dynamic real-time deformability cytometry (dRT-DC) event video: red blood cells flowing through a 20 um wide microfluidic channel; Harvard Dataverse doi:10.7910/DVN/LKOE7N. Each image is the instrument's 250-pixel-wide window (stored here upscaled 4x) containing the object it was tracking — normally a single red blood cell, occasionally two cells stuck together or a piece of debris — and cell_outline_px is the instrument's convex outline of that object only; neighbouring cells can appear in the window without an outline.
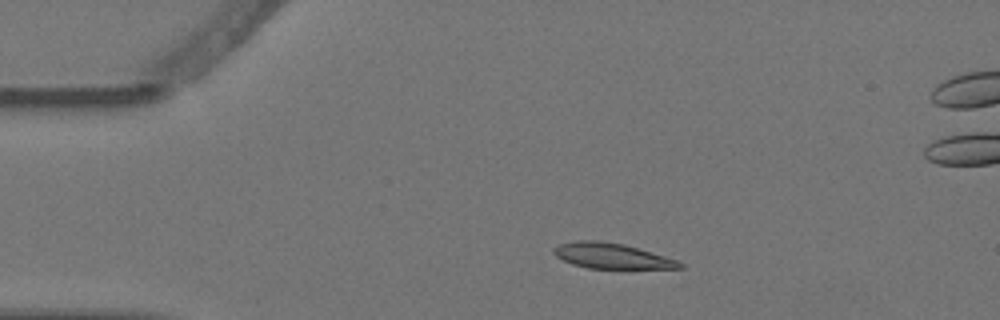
{"species": "Egyptian fruit bat (a non-hibernating species)", "species_latin": "Rousettus aegyptiacus", "temperature_condition": "warm", "stored_images_in_passage": 7, "camera_frame_rate_fps": 3000, "um_per_image_px": 0.085, "animal": {"sex": "female"}, "frame": {"image": 1, "passage_image": 3, "time_ms": 0.667, "image_size_px": [1000, 320], "cell_outline_px": [[684, 268], [588, 268], [572, 264], [556, 256], [552, 252], [552, 248], [560, 244], [576, 240], [596, 240], [624, 244], [664, 256], [676, 260], [684, 264]], "centroid_in_image_um": [51.95, 21.74], "position_along_channel_um": 33.0, "area_um2": 18.44}}